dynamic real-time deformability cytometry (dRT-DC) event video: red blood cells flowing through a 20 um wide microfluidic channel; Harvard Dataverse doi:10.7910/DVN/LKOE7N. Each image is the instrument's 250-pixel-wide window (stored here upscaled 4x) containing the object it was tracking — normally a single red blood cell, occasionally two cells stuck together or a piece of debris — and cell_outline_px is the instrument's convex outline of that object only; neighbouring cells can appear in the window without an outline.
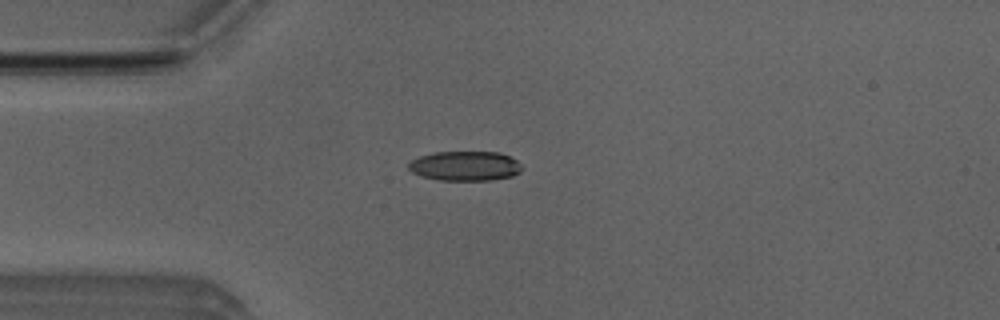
{"species": "Egyptian fruit bat (a non-hibernating species)", "species_latin": "Rousettus aegyptiacus", "temperature_condition": "room temperature", "stored_images_in_passage": 43, "camera_frame_rate_fps": 3000, "um_per_image_px": 0.085, "animal": {"sex": "male"}, "frame": {"image": 1, "passage_image": 4, "time_ms": 1.0, "image_size_px": [1000, 320], "cell_outline_px": [[524, 168], [520, 172], [512, 176], [492, 180], [440, 180], [420, 176], [412, 172], [408, 168], [408, 164], [412, 160], [420, 156], [432, 152], [500, 152], [516, 160]], "centroid_in_image_um": [39.53, 14.11], "position_along_channel_um": 45.5, "area_um2": 19.65}}
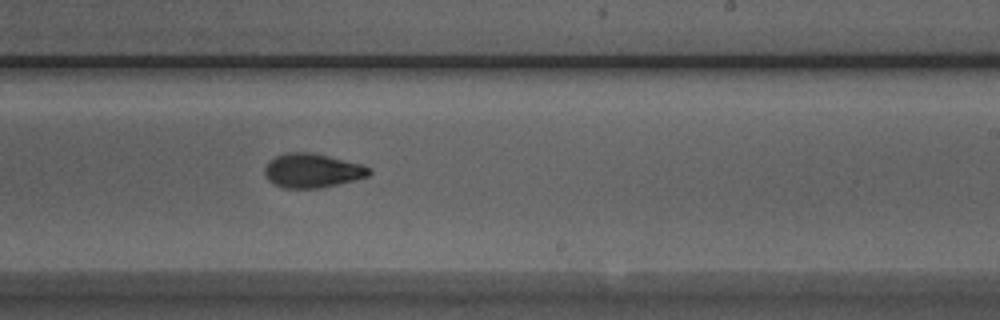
{"frame": {"image": 2, "passage_image": 22, "time_ms": 7.0, "image_size_px": [1000, 320], "cell_outline_px": [[372, 172], [368, 176], [356, 180], [320, 188], [280, 188], [272, 184], [264, 176], [264, 168], [268, 160], [284, 152], [312, 152], [360, 164], [372, 168]], "centroid_in_image_um": [26.5, 14.51], "position_along_channel_um": 262.5, "area_um2": 21.1}}
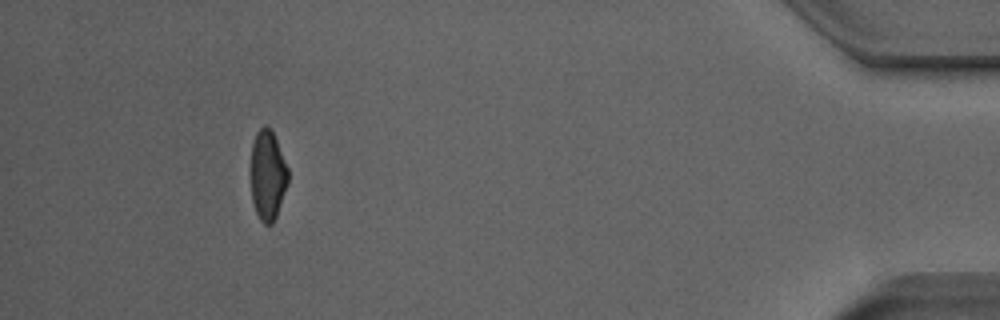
{"frame": {"image": 3, "passage_image": 39, "time_ms": 12.667, "image_size_px": [1000, 320], "cell_outline_px": [[288, 184], [276, 216], [272, 224], [264, 224], [260, 220], [256, 212], [252, 200], [248, 172], [252, 144], [256, 132], [264, 124], [272, 132], [276, 140], [288, 168]], "centroid_in_image_um": [22.7, 14.9], "position_along_channel_um": 412.5, "area_um2": 20.0}, "authors_computed_cell_mechanics": {"area_um2": 20.6346, "velocity_mm_per_s": 3.8633, "shape_relaxation_time_tau1_ms": 4.4347, "shape_relaxation_time_tau2_ms": 2.288, "deformation_change_tau1": 0.1593, "deformation_change_tau2": 0.0724}}